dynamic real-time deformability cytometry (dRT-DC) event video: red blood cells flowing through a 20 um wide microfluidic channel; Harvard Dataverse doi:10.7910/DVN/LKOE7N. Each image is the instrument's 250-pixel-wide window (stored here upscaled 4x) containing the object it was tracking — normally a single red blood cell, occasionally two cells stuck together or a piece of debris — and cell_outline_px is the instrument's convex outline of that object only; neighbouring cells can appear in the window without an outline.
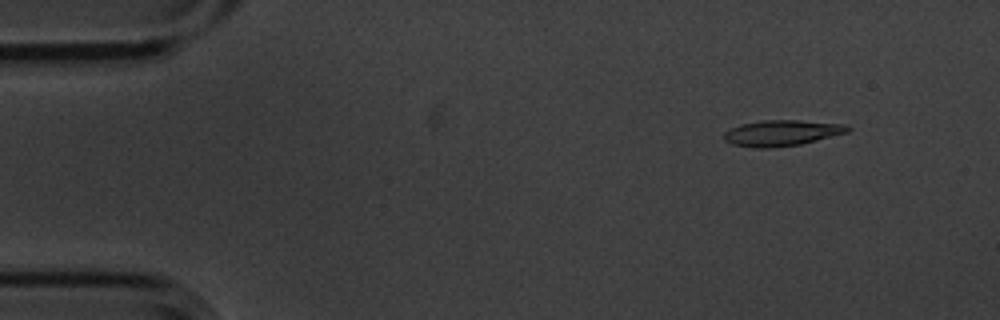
{"species": "common noctule bat (a hibernating species)", "species_latin": "Nyctalus noctula", "temperature_condition": "cold", "stored_images_in_passage": 8, "camera_frame_rate_fps": 3000, "um_per_image_px": 0.085, "animal": {"sex": "male", "body_mass_g": 20.1, "forearm_length_mm": 53.5}, "frame": {"image": 1, "passage_image": 2, "time_ms": 0.333, "image_size_px": [1000, 320], "cell_outline_px": [[852, 128], [848, 132], [800, 144], [768, 148], [756, 148], [732, 144], [724, 140], [724, 132], [740, 124], [764, 120], [800, 120], [848, 124]], "centroid_in_image_um": [66.47, 11.29], "position_along_channel_um": 18.5, "area_um2": 18.61}}
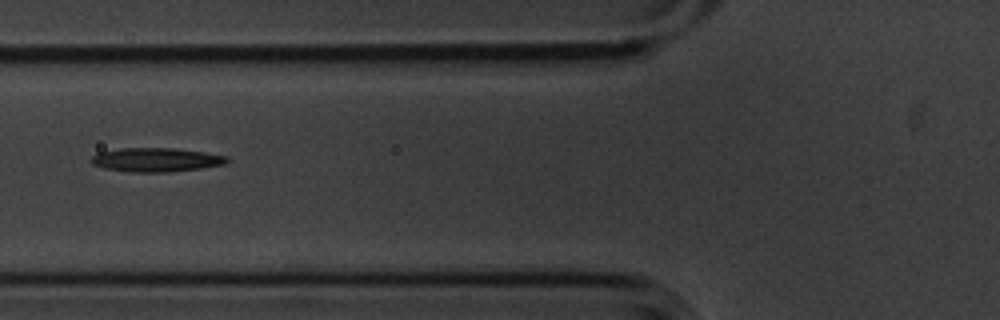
{"frame": {"image": 2, "passage_image": 6, "time_ms": 1.667, "image_size_px": [1000, 320], "cell_outline_px": [[228, 160], [224, 164], [200, 168], [168, 172], [128, 172], [104, 168], [92, 164], [88, 160], [96, 152], [120, 148], [176, 148], [204, 152], [228, 156]], "centroid_in_image_um": [13.2, 13.57], "position_along_channel_um": 112.6, "area_um2": 19.07}}
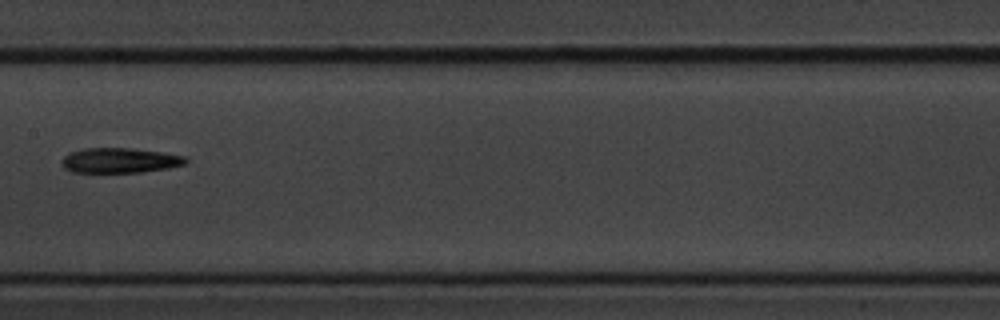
{"frame": {"image": 3, "passage_image": 8, "time_ms": 2.333, "image_size_px": [1000, 320], "cell_outline_px": [[188, 160], [184, 164], [168, 168], [140, 172], [72, 172], [64, 168], [60, 164], [60, 160], [68, 152], [84, 148], [136, 148], [184, 156]], "centroid_in_image_um": [10.12, 13.63], "position_along_channel_um": 197.3, "area_um2": 18.15}}